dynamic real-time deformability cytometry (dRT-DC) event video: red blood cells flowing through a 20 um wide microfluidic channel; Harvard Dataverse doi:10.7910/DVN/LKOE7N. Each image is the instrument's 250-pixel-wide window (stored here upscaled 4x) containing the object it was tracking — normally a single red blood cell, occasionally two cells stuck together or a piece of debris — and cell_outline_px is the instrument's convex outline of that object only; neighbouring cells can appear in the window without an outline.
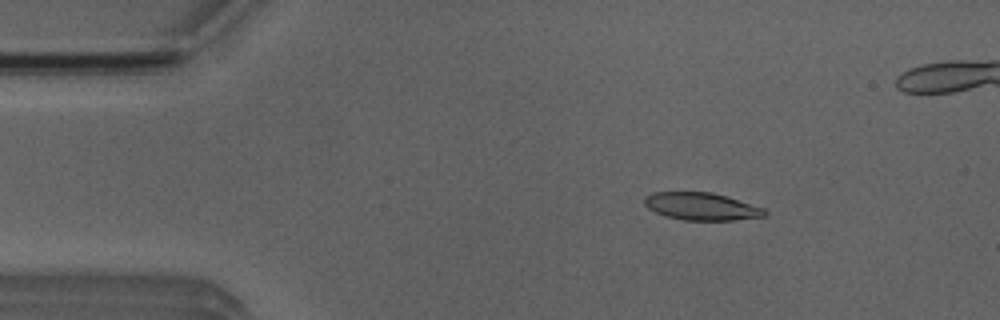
{"species": "Egyptian fruit bat (a non-hibernating species)", "species_latin": "Rousettus aegyptiacus", "temperature_condition": "room temperature", "stored_images_in_passage": 54, "camera_frame_rate_fps": 3000, "um_per_image_px": 0.085, "animal": {"sex": "male"}, "frame": {"image": 1, "passage_image": 8, "time_ms": 2.333, "image_size_px": [1000, 320], "cell_outline_px": [[768, 216], [732, 220], [684, 220], [664, 216], [648, 208], [644, 204], [644, 196], [652, 192], [712, 192], [764, 208], [768, 212]], "centroid_in_image_um": [59.61, 17.55], "position_along_channel_um": 25.4, "area_um2": 19.31}}
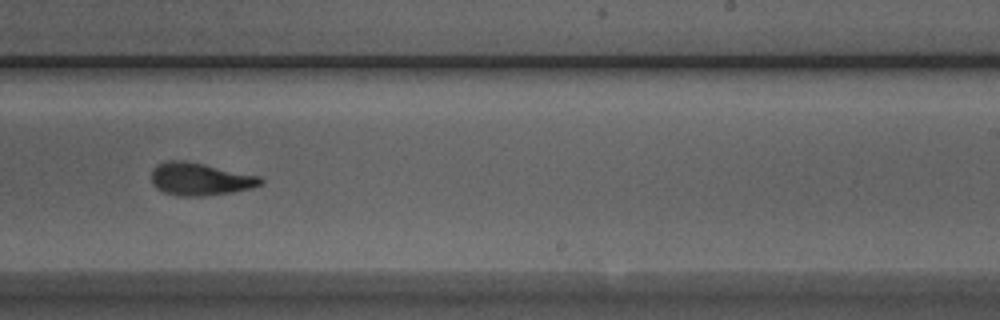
{"frame": {"image": 2, "passage_image": 32, "time_ms": 10.333, "image_size_px": [1000, 320], "cell_outline_px": [[264, 184], [252, 188], [232, 192], [204, 196], [180, 196], [164, 192], [156, 188], [152, 184], [152, 168], [156, 164], [168, 160], [184, 160], [204, 164], [260, 176], [264, 180]], "centroid_in_image_um": [17.01, 15.22], "position_along_channel_um": 272.0, "area_um2": 20.92}}
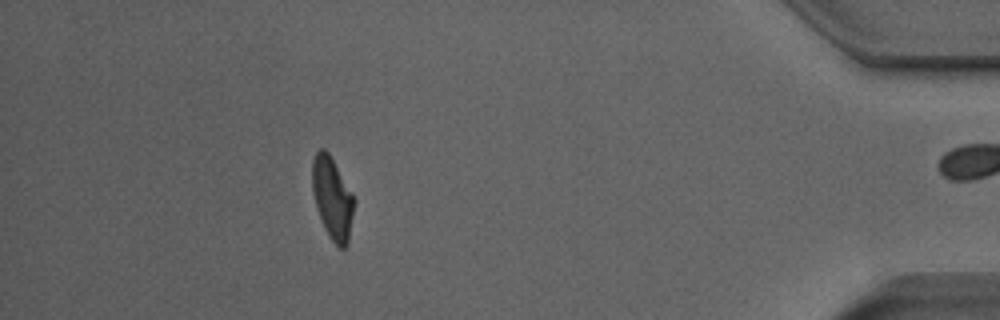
{"frame": {"image": 3, "passage_image": 47, "time_ms": 15.333, "image_size_px": [1000, 320], "cell_outline_px": [[356, 200], [348, 244], [344, 248], [336, 248], [328, 236], [324, 228], [316, 208], [312, 192], [312, 160], [316, 152], [320, 148], [324, 148], [328, 152], [352, 192]], "centroid_in_image_um": [28.26, 16.89], "position_along_channel_um": 406.9, "area_um2": 20.4}, "authors_computed_cell_mechanics": {"area_um2": 20.519, "velocity_mm_per_s": 3.8527, "shape_relaxation_time_tau1_ms": 3.9722, "shape_relaxation_time_tau2_ms": 1.9869, "deformation_change_tau1": 0.1518, "deformation_change_tau2": 0.0988}}